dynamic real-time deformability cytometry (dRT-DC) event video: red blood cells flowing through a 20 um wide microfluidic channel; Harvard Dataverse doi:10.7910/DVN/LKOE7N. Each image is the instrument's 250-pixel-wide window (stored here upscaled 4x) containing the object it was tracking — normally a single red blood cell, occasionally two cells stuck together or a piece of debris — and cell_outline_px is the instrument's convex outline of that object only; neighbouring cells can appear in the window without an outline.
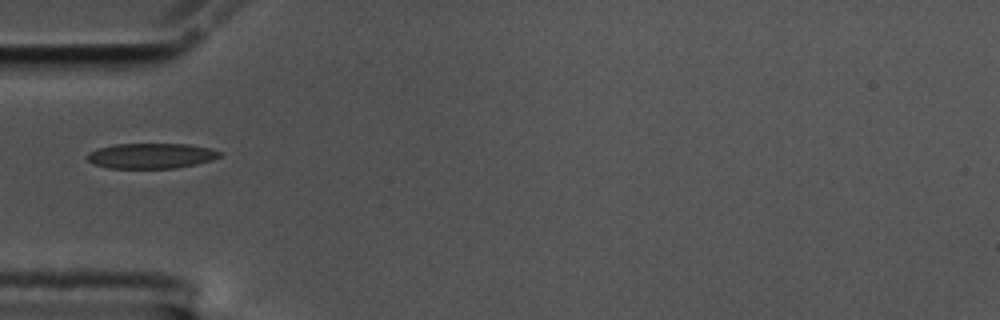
{"species": "common noctule bat (a hibernating species)", "species_latin": "Nyctalus noctula", "temperature_condition": "cold", "stored_images_in_passage": 37, "camera_frame_rate_fps": 3000, "um_per_image_px": 0.085, "animal": {"sex": "male", "body_mass_g": 17.5, "forearm_length_mm": 52.3}, "frame": {"image": 1, "passage_image": 1, "time_ms": 0.0, "image_size_px": [1000, 320], "cell_outline_px": [[220, 156], [212, 160], [196, 164], [176, 168], [108, 168], [92, 164], [88, 160], [88, 152], [112, 144], [188, 144], [212, 148], [220, 152]], "centroid_in_image_um": [12.85, 13.24], "position_along_channel_um": 72.2, "area_um2": 19.54}}
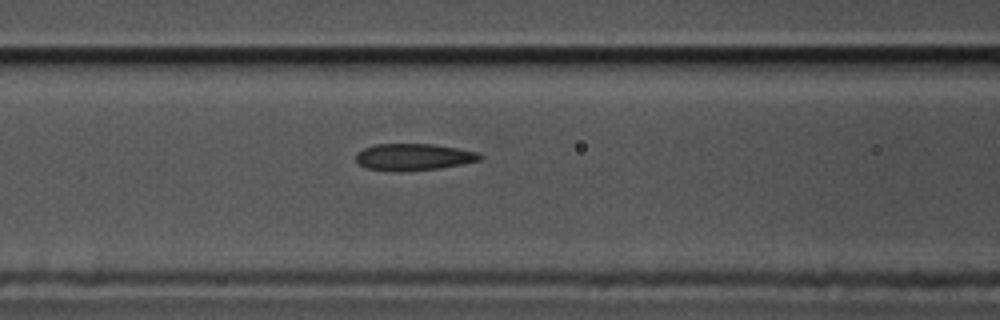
{"frame": {"image": 2, "passage_image": 6, "time_ms": 1.667, "image_size_px": [1000, 320], "cell_outline_px": [[484, 156], [480, 160], [440, 168], [400, 172], [396, 172], [368, 168], [360, 164], [356, 160], [356, 152], [364, 148], [376, 144], [432, 144], [456, 148], [476, 152]], "centroid_in_image_um": [35.13, 13.35], "position_along_channel_um": 131.5, "area_um2": 19.25}}
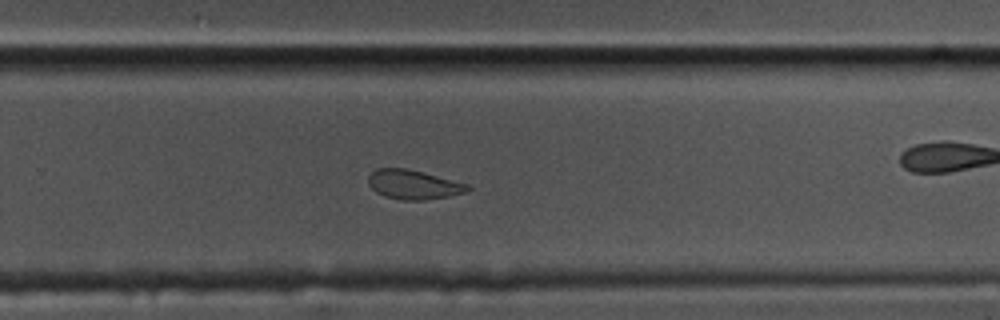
{"frame": {"image": 3, "passage_image": 16, "time_ms": 5.0, "image_size_px": [1000, 320], "cell_outline_px": [[472, 188], [464, 192], [448, 196], [424, 200], [400, 200], [384, 196], [376, 192], [368, 184], [368, 176], [376, 168], [408, 168], [424, 172], [468, 184]], "centroid_in_image_um": [35.12, 15.68], "position_along_channel_um": 294.7, "area_um2": 16.99}}